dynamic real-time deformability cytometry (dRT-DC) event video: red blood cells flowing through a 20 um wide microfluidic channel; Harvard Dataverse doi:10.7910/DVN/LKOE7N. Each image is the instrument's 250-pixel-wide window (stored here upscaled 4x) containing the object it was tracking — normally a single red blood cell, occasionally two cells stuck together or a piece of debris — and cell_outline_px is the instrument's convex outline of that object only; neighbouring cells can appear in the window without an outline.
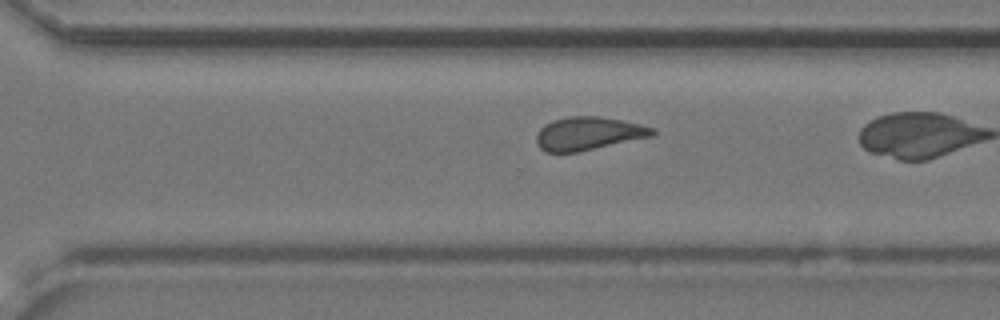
{"species": "common noctule bat (a hibernating species)", "species_latin": "Nyctalus noctula", "temperature_condition": "cold", "stored_images_in_passage": 29, "camera_frame_rate_fps": 3000, "um_per_image_px": 0.085, "animal": {"sex": "female", "body_mass_g": 24.6, "forearm_length_mm": 56.2}, "frame": {"image": 1, "passage_image": 25, "time_ms": 8.0, "image_size_px": [1000, 320], "cell_outline_px": [[656, 132], [652, 136], [576, 152], [544, 152], [536, 144], [536, 136], [540, 128], [544, 124], [552, 120], [568, 116], [600, 116], [640, 124], [656, 128]], "centroid_in_image_um": [49.98, 11.34], "position_along_channel_um": 320.6, "area_um2": 22.43}}